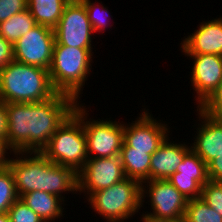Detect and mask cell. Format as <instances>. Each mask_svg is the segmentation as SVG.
Instances as JSON below:
<instances>
[{
    "mask_svg": "<svg viewBox=\"0 0 222 222\" xmlns=\"http://www.w3.org/2000/svg\"><path fill=\"white\" fill-rule=\"evenodd\" d=\"M197 28L180 43L182 52L185 55H222V18L201 22Z\"/></svg>",
    "mask_w": 222,
    "mask_h": 222,
    "instance_id": "obj_15",
    "label": "cell"
},
{
    "mask_svg": "<svg viewBox=\"0 0 222 222\" xmlns=\"http://www.w3.org/2000/svg\"><path fill=\"white\" fill-rule=\"evenodd\" d=\"M10 150L12 153L13 149L8 145L7 139L0 138V168L8 167L11 158L5 157L6 153L9 154L7 151Z\"/></svg>",
    "mask_w": 222,
    "mask_h": 222,
    "instance_id": "obj_31",
    "label": "cell"
},
{
    "mask_svg": "<svg viewBox=\"0 0 222 222\" xmlns=\"http://www.w3.org/2000/svg\"><path fill=\"white\" fill-rule=\"evenodd\" d=\"M146 196L150 197L148 202H150L153 211L146 214L183 222L188 199L168 180H147L141 183V205L145 202Z\"/></svg>",
    "mask_w": 222,
    "mask_h": 222,
    "instance_id": "obj_9",
    "label": "cell"
},
{
    "mask_svg": "<svg viewBox=\"0 0 222 222\" xmlns=\"http://www.w3.org/2000/svg\"><path fill=\"white\" fill-rule=\"evenodd\" d=\"M151 155L147 151L131 150L124 142L120 150V159L125 177L140 183L150 180Z\"/></svg>",
    "mask_w": 222,
    "mask_h": 222,
    "instance_id": "obj_19",
    "label": "cell"
},
{
    "mask_svg": "<svg viewBox=\"0 0 222 222\" xmlns=\"http://www.w3.org/2000/svg\"><path fill=\"white\" fill-rule=\"evenodd\" d=\"M41 153L51 162L78 173L88 160L83 123L72 113L55 131Z\"/></svg>",
    "mask_w": 222,
    "mask_h": 222,
    "instance_id": "obj_6",
    "label": "cell"
},
{
    "mask_svg": "<svg viewBox=\"0 0 222 222\" xmlns=\"http://www.w3.org/2000/svg\"><path fill=\"white\" fill-rule=\"evenodd\" d=\"M200 198L222 216V182L209 180L202 187Z\"/></svg>",
    "mask_w": 222,
    "mask_h": 222,
    "instance_id": "obj_25",
    "label": "cell"
},
{
    "mask_svg": "<svg viewBox=\"0 0 222 222\" xmlns=\"http://www.w3.org/2000/svg\"><path fill=\"white\" fill-rule=\"evenodd\" d=\"M0 222H10L8 213H0Z\"/></svg>",
    "mask_w": 222,
    "mask_h": 222,
    "instance_id": "obj_34",
    "label": "cell"
},
{
    "mask_svg": "<svg viewBox=\"0 0 222 222\" xmlns=\"http://www.w3.org/2000/svg\"><path fill=\"white\" fill-rule=\"evenodd\" d=\"M35 25L37 23L27 8L0 22V35L14 45L18 39L27 34Z\"/></svg>",
    "mask_w": 222,
    "mask_h": 222,
    "instance_id": "obj_21",
    "label": "cell"
},
{
    "mask_svg": "<svg viewBox=\"0 0 222 222\" xmlns=\"http://www.w3.org/2000/svg\"><path fill=\"white\" fill-rule=\"evenodd\" d=\"M200 109L212 118L222 120V81L220 82L218 89L200 107Z\"/></svg>",
    "mask_w": 222,
    "mask_h": 222,
    "instance_id": "obj_27",
    "label": "cell"
},
{
    "mask_svg": "<svg viewBox=\"0 0 222 222\" xmlns=\"http://www.w3.org/2000/svg\"><path fill=\"white\" fill-rule=\"evenodd\" d=\"M168 181L188 200L200 198L209 181L207 164L191 149Z\"/></svg>",
    "mask_w": 222,
    "mask_h": 222,
    "instance_id": "obj_14",
    "label": "cell"
},
{
    "mask_svg": "<svg viewBox=\"0 0 222 222\" xmlns=\"http://www.w3.org/2000/svg\"><path fill=\"white\" fill-rule=\"evenodd\" d=\"M7 126L6 103L0 99V138L7 139Z\"/></svg>",
    "mask_w": 222,
    "mask_h": 222,
    "instance_id": "obj_32",
    "label": "cell"
},
{
    "mask_svg": "<svg viewBox=\"0 0 222 222\" xmlns=\"http://www.w3.org/2000/svg\"><path fill=\"white\" fill-rule=\"evenodd\" d=\"M139 115L140 117L133 123L127 126L124 124V143L131 147V150L153 154L168 137L170 131L167 124L154 119L147 109Z\"/></svg>",
    "mask_w": 222,
    "mask_h": 222,
    "instance_id": "obj_12",
    "label": "cell"
},
{
    "mask_svg": "<svg viewBox=\"0 0 222 222\" xmlns=\"http://www.w3.org/2000/svg\"><path fill=\"white\" fill-rule=\"evenodd\" d=\"M18 198L11 170L9 167L0 168V213H7Z\"/></svg>",
    "mask_w": 222,
    "mask_h": 222,
    "instance_id": "obj_23",
    "label": "cell"
},
{
    "mask_svg": "<svg viewBox=\"0 0 222 222\" xmlns=\"http://www.w3.org/2000/svg\"><path fill=\"white\" fill-rule=\"evenodd\" d=\"M183 222H222V216L201 198H195L188 200Z\"/></svg>",
    "mask_w": 222,
    "mask_h": 222,
    "instance_id": "obj_22",
    "label": "cell"
},
{
    "mask_svg": "<svg viewBox=\"0 0 222 222\" xmlns=\"http://www.w3.org/2000/svg\"><path fill=\"white\" fill-rule=\"evenodd\" d=\"M56 93L47 69L13 60L0 70V99L5 103L43 102Z\"/></svg>",
    "mask_w": 222,
    "mask_h": 222,
    "instance_id": "obj_3",
    "label": "cell"
},
{
    "mask_svg": "<svg viewBox=\"0 0 222 222\" xmlns=\"http://www.w3.org/2000/svg\"><path fill=\"white\" fill-rule=\"evenodd\" d=\"M78 103L63 93L43 102L6 103L7 142L13 153L41 152Z\"/></svg>",
    "mask_w": 222,
    "mask_h": 222,
    "instance_id": "obj_1",
    "label": "cell"
},
{
    "mask_svg": "<svg viewBox=\"0 0 222 222\" xmlns=\"http://www.w3.org/2000/svg\"><path fill=\"white\" fill-rule=\"evenodd\" d=\"M87 11L88 19L90 21V24L93 28L94 32H101L102 30L105 31L107 29V17L104 16V14L107 16L109 13L108 9L103 6L100 8L101 5H96L94 2H91V0H80ZM100 10V11H99Z\"/></svg>",
    "mask_w": 222,
    "mask_h": 222,
    "instance_id": "obj_24",
    "label": "cell"
},
{
    "mask_svg": "<svg viewBox=\"0 0 222 222\" xmlns=\"http://www.w3.org/2000/svg\"><path fill=\"white\" fill-rule=\"evenodd\" d=\"M29 208H31L43 222H55V219L63 217L64 198L44 192L31 191L19 197ZM63 202V203H62Z\"/></svg>",
    "mask_w": 222,
    "mask_h": 222,
    "instance_id": "obj_18",
    "label": "cell"
},
{
    "mask_svg": "<svg viewBox=\"0 0 222 222\" xmlns=\"http://www.w3.org/2000/svg\"><path fill=\"white\" fill-rule=\"evenodd\" d=\"M85 107L78 103L73 114L83 123L88 158H108L120 155L124 142V124L110 119L86 121L89 114Z\"/></svg>",
    "mask_w": 222,
    "mask_h": 222,
    "instance_id": "obj_7",
    "label": "cell"
},
{
    "mask_svg": "<svg viewBox=\"0 0 222 222\" xmlns=\"http://www.w3.org/2000/svg\"><path fill=\"white\" fill-rule=\"evenodd\" d=\"M167 137L158 149L151 155L150 180H168L191 150L185 143H173Z\"/></svg>",
    "mask_w": 222,
    "mask_h": 222,
    "instance_id": "obj_17",
    "label": "cell"
},
{
    "mask_svg": "<svg viewBox=\"0 0 222 222\" xmlns=\"http://www.w3.org/2000/svg\"><path fill=\"white\" fill-rule=\"evenodd\" d=\"M208 178L211 181L222 182V154L207 164Z\"/></svg>",
    "mask_w": 222,
    "mask_h": 222,
    "instance_id": "obj_30",
    "label": "cell"
},
{
    "mask_svg": "<svg viewBox=\"0 0 222 222\" xmlns=\"http://www.w3.org/2000/svg\"><path fill=\"white\" fill-rule=\"evenodd\" d=\"M53 30L55 41L60 45L93 48L91 36L94 31L80 0L69 1L66 4L58 25Z\"/></svg>",
    "mask_w": 222,
    "mask_h": 222,
    "instance_id": "obj_8",
    "label": "cell"
},
{
    "mask_svg": "<svg viewBox=\"0 0 222 222\" xmlns=\"http://www.w3.org/2000/svg\"><path fill=\"white\" fill-rule=\"evenodd\" d=\"M192 58L191 86L197 96L195 99L200 108L218 89L222 81V55L199 54L185 55Z\"/></svg>",
    "mask_w": 222,
    "mask_h": 222,
    "instance_id": "obj_13",
    "label": "cell"
},
{
    "mask_svg": "<svg viewBox=\"0 0 222 222\" xmlns=\"http://www.w3.org/2000/svg\"><path fill=\"white\" fill-rule=\"evenodd\" d=\"M54 43V30L37 24L13 45L14 60L48 70L52 61Z\"/></svg>",
    "mask_w": 222,
    "mask_h": 222,
    "instance_id": "obj_10",
    "label": "cell"
},
{
    "mask_svg": "<svg viewBox=\"0 0 222 222\" xmlns=\"http://www.w3.org/2000/svg\"><path fill=\"white\" fill-rule=\"evenodd\" d=\"M27 9V0H0V22Z\"/></svg>",
    "mask_w": 222,
    "mask_h": 222,
    "instance_id": "obj_28",
    "label": "cell"
},
{
    "mask_svg": "<svg viewBox=\"0 0 222 222\" xmlns=\"http://www.w3.org/2000/svg\"><path fill=\"white\" fill-rule=\"evenodd\" d=\"M14 154L16 159L11 158L8 167L19 197L31 191H44L60 198H65L62 193L66 191L78 193L77 173L72 168L51 162L41 152Z\"/></svg>",
    "mask_w": 222,
    "mask_h": 222,
    "instance_id": "obj_2",
    "label": "cell"
},
{
    "mask_svg": "<svg viewBox=\"0 0 222 222\" xmlns=\"http://www.w3.org/2000/svg\"><path fill=\"white\" fill-rule=\"evenodd\" d=\"M78 191L90 195L125 179L120 155L108 158H88L77 173Z\"/></svg>",
    "mask_w": 222,
    "mask_h": 222,
    "instance_id": "obj_11",
    "label": "cell"
},
{
    "mask_svg": "<svg viewBox=\"0 0 222 222\" xmlns=\"http://www.w3.org/2000/svg\"><path fill=\"white\" fill-rule=\"evenodd\" d=\"M69 0H27V8L37 24L54 29Z\"/></svg>",
    "mask_w": 222,
    "mask_h": 222,
    "instance_id": "obj_20",
    "label": "cell"
},
{
    "mask_svg": "<svg viewBox=\"0 0 222 222\" xmlns=\"http://www.w3.org/2000/svg\"><path fill=\"white\" fill-rule=\"evenodd\" d=\"M14 60L13 44L0 35V70Z\"/></svg>",
    "mask_w": 222,
    "mask_h": 222,
    "instance_id": "obj_29",
    "label": "cell"
},
{
    "mask_svg": "<svg viewBox=\"0 0 222 222\" xmlns=\"http://www.w3.org/2000/svg\"><path fill=\"white\" fill-rule=\"evenodd\" d=\"M92 48H75L54 43L49 77L54 90L77 102L92 66Z\"/></svg>",
    "mask_w": 222,
    "mask_h": 222,
    "instance_id": "obj_4",
    "label": "cell"
},
{
    "mask_svg": "<svg viewBox=\"0 0 222 222\" xmlns=\"http://www.w3.org/2000/svg\"><path fill=\"white\" fill-rule=\"evenodd\" d=\"M143 216L142 218H140L143 222H181V221H175V220H172V219H164V218H157V217H154V216H151L149 214H145L142 213Z\"/></svg>",
    "mask_w": 222,
    "mask_h": 222,
    "instance_id": "obj_33",
    "label": "cell"
},
{
    "mask_svg": "<svg viewBox=\"0 0 222 222\" xmlns=\"http://www.w3.org/2000/svg\"><path fill=\"white\" fill-rule=\"evenodd\" d=\"M198 124L197 135L191 149L206 163L222 154V120L212 118L203 110L197 108Z\"/></svg>",
    "mask_w": 222,
    "mask_h": 222,
    "instance_id": "obj_16",
    "label": "cell"
},
{
    "mask_svg": "<svg viewBox=\"0 0 222 222\" xmlns=\"http://www.w3.org/2000/svg\"><path fill=\"white\" fill-rule=\"evenodd\" d=\"M86 197L94 211L104 217L106 222H124L143 207L141 183L127 177Z\"/></svg>",
    "mask_w": 222,
    "mask_h": 222,
    "instance_id": "obj_5",
    "label": "cell"
},
{
    "mask_svg": "<svg viewBox=\"0 0 222 222\" xmlns=\"http://www.w3.org/2000/svg\"><path fill=\"white\" fill-rule=\"evenodd\" d=\"M10 222H43L20 198L8 209Z\"/></svg>",
    "mask_w": 222,
    "mask_h": 222,
    "instance_id": "obj_26",
    "label": "cell"
}]
</instances>
